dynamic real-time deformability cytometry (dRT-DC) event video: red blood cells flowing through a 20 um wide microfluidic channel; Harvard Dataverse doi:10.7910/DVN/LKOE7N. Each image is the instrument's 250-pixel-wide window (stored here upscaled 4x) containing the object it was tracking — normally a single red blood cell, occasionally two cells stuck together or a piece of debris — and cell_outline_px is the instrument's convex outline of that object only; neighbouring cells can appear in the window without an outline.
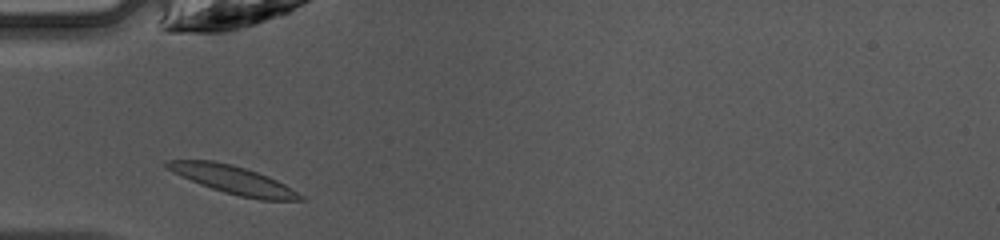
{"species": "common noctule bat (a hibernating species)", "species_latin": "Nyctalus noctula", "temperature_condition": "warm", "stored_images_in_passage": 27, "camera_frame_rate_fps": 3000, "um_per_image_px": 0.085, "animal": {"sex": "female", "body_mass_g": 10.0, "forearm_length_mm": 53.1}, "frame": {"image": 1, "passage_image": 2, "time_ms": 0.333, "image_size_px": [1000, 240], "cell_outline_px": [[308, 200], [260, 200], [240, 196], [224, 192], [200, 184], [172, 172], [164, 168], [164, 160], [212, 160], [232, 164], [268, 176], [284, 184], [304, 196]], "centroid_in_image_um": [19.79, 15.28], "position_along_channel_um": 65.2, "area_um2": 21.73}}
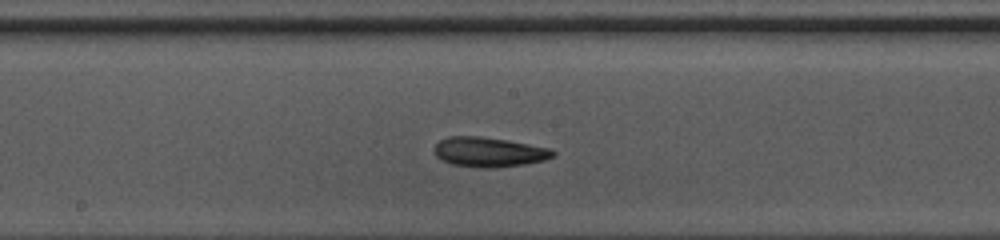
{"frame": {"image": 2, "passage_image": 12, "time_ms": 3.667, "image_size_px": [1000, 240], "cell_outline_px": [[556, 156], [544, 160], [524, 164], [492, 168], [484, 168], [452, 164], [440, 160], [432, 152], [436, 144], [440, 140], [448, 136], [480, 136], [508, 140], [552, 148], [556, 152]], "centroid_in_image_um": [41.57, 12.92], "position_along_channel_um": 206.6, "area_um2": 20.81}}
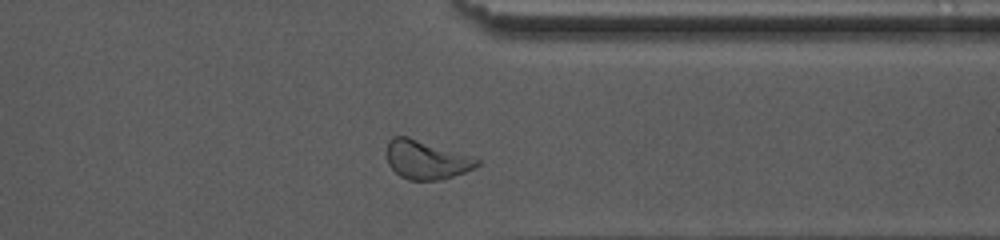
{"frame": {"image": 3, "passage_image": 24, "time_ms": 7.667, "image_size_px": [1000, 240], "cell_outline_px": [[480, 164], [476, 168], [440, 180], [408, 180], [400, 176], [388, 164], [388, 140], [392, 136], [408, 136], [480, 160]], "centroid_in_image_um": [36.21, 13.59], "position_along_channel_um": 375.2, "area_um2": 20.0}, "authors_computed_cell_mechanics": {"area_um2": 20.0566, "velocity_mm_per_s": 4.2522, "shape_relaxation_time_tau1_ms": 4.0096, "shape_relaxation_time_tau2_ms": 3.2608, "deformation_change_tau1": 0.1191, "deformation_change_tau2": 0.1073}}